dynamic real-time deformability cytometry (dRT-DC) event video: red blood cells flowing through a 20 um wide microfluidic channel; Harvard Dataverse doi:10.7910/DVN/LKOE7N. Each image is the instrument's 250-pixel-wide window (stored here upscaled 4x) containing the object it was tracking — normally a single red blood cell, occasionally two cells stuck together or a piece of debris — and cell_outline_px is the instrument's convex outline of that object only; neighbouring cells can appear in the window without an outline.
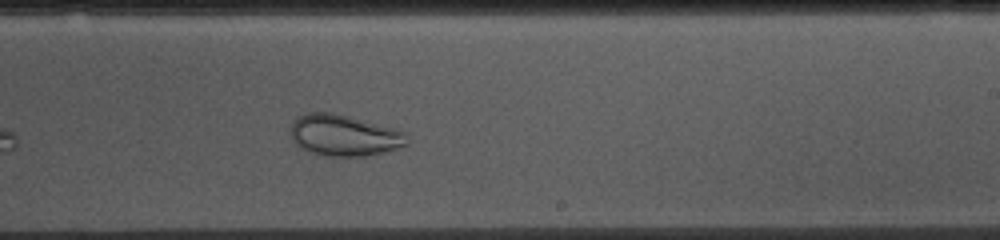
{"species": "common noctule bat (a hibernating species)", "species_latin": "Nyctalus noctula", "temperature_condition": "cold", "stored_images_in_passage": 27, "camera_frame_rate_fps": 3000, "um_per_image_px": 0.085, "animal": {"sex": "female", "body_mass_g": 10.0, "forearm_length_mm": 53.1}, "frame": {"image": 1, "passage_image": 20, "time_ms": 6.333, "image_size_px": [1000, 240], "cell_outline_px": [[408, 144], [384, 152], [368, 156], [328, 156], [308, 152], [300, 148], [292, 140], [292, 120], [308, 112], [332, 112], [396, 128], [404, 132], [408, 140]], "centroid_in_image_um": [29.24, 11.51], "position_along_channel_um": 259.8, "area_um2": 28.03}}